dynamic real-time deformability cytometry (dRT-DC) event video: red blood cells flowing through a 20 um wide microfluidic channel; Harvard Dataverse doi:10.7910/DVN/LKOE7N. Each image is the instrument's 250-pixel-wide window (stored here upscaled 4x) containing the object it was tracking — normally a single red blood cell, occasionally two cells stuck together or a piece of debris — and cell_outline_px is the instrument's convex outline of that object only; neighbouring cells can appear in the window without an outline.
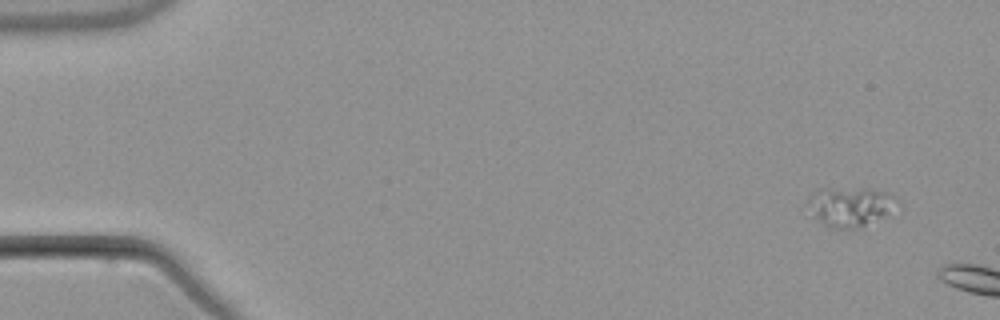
{"species": "common noctule bat (a hibernating species)", "species_latin": "Nyctalus noctula", "temperature_condition": "warm", "stored_images_in_passage": 3, "camera_frame_rate_fps": 3000, "um_per_image_px": 0.085, "animal": {"sex": "male", "body_mass_g": 21.5, "forearm_length_mm": 52.0}, "frame": {"image": 1, "passage_image": 1, "time_ms": 0.0, "image_size_px": [1000, 320], "cell_outline_px": [[896, 200], [884, 212], [860, 228], [828, 228], [804, 204], [812, 192], [864, 188], [884, 192], [892, 196]], "centroid_in_image_um": [72.12, 17.57], "position_along_channel_um": 12.9, "area_um2": 18.96}}